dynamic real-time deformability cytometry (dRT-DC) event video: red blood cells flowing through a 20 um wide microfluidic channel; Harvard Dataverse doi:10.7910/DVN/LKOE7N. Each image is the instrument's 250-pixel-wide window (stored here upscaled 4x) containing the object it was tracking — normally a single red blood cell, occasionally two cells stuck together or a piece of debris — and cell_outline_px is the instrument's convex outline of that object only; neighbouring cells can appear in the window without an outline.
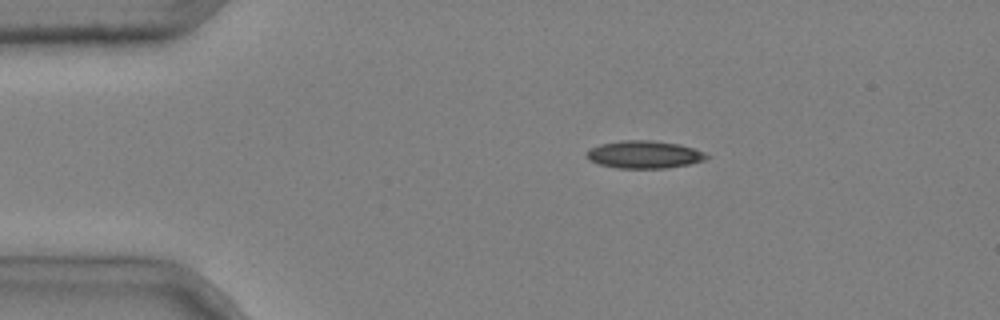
{"species": "common noctule bat (a hibernating species)", "species_latin": "Nyctalus noctula", "temperature_condition": "cold", "stored_images_in_passage": 5, "camera_frame_rate_fps": 3000, "um_per_image_px": 0.085, "animal": {"sex": "male", "body_mass_g": 20.4}, "frame": {"image": 1, "passage_image": 2, "time_ms": 0.333, "image_size_px": [1000, 320], "cell_outline_px": [[712, 156], [708, 160], [668, 168], [616, 168], [596, 164], [588, 160], [584, 156], [588, 148], [600, 144], [620, 140], [648, 140], [680, 144], [704, 152]], "centroid_in_image_um": [54.73, 13.14], "position_along_channel_um": 30.3, "area_um2": 19.71}}
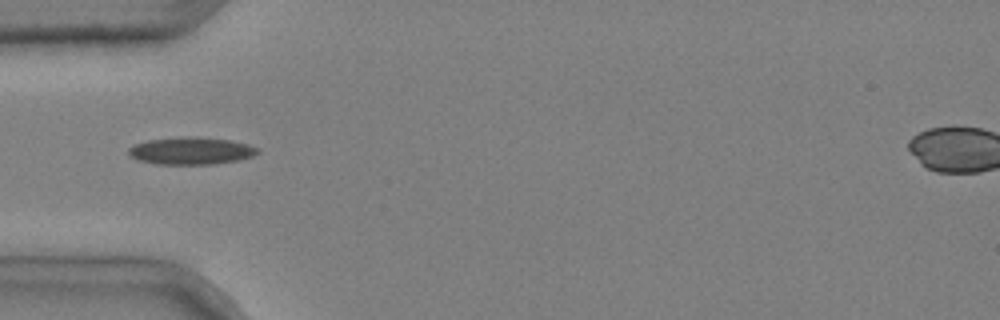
{"frame": {"image": 2, "passage_image": 4, "time_ms": 1.0, "image_size_px": [1000, 320], "cell_outline_px": [[260, 152], [252, 156], [240, 160], [212, 164], [156, 164], [136, 160], [128, 152], [128, 148], [136, 144], [148, 140], [184, 136], [196, 136], [228, 140], [248, 144], [256, 148]], "centroid_in_image_um": [16.23, 12.82], "position_along_channel_um": 68.8, "area_um2": 20.52}}